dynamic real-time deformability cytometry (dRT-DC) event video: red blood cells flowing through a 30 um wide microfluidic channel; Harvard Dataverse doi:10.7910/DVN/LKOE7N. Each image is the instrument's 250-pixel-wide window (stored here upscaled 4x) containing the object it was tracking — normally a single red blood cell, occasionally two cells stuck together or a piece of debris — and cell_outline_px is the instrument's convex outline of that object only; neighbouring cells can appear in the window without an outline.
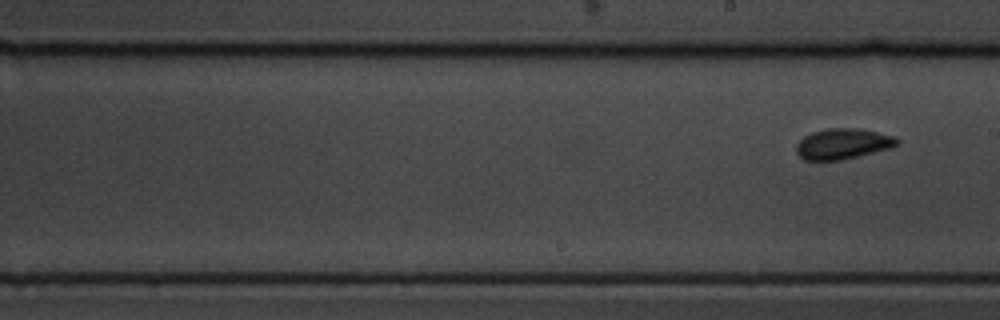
{"species": "common noctule bat (a hibernating species)", "species_latin": "Nyctalus noctula", "temperature_condition": "cold", "stored_images_in_passage": 11, "segment_of_instrument_passage": [2, 2], "camera_frame_rate_fps": 3000, "um_per_image_px": 0.085, "animal": {"sex": "male", "body_mass_g": 19.5, "forearm_length_mm": 54.6}, "frame": {"image": 1, "passage_image": 11, "time_ms": 3.333, "image_size_px": [1000, 320], "cell_outline_px": [[900, 144], [892, 148], [844, 160], [804, 160], [796, 152], [796, 144], [804, 136], [812, 132], [828, 128], [856, 128], [896, 136], [900, 140]], "centroid_in_image_um": [71.68, 12.23], "position_along_channel_um": 217.3, "area_um2": 18.21}}